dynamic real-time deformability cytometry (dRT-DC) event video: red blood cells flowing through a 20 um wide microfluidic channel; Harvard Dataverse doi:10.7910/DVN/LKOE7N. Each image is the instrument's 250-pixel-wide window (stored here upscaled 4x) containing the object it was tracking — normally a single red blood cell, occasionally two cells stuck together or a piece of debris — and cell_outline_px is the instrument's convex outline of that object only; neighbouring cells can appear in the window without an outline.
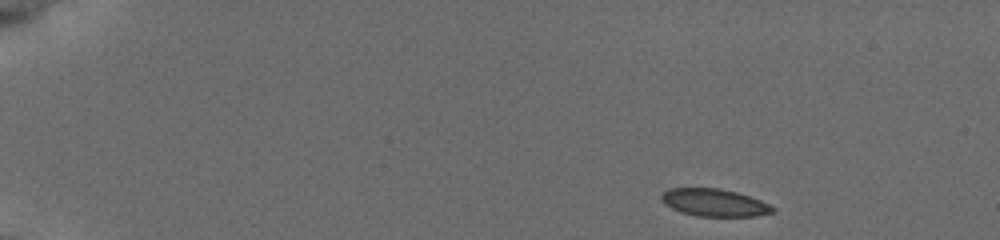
{"species": "common noctule bat (a hibernating species)", "species_latin": "Nyctalus noctula", "temperature_condition": "cold", "stored_images_in_passage": 49, "camera_frame_rate_fps": 3000, "um_per_image_px": 0.085, "animal": {"sex": "female", "body_mass_g": 19.5, "forearm_length_mm": 54.1}, "frame": {"image": 1, "passage_image": 1, "time_ms": 0.0, "image_size_px": [1000, 240], "cell_outline_px": [[776, 212], [756, 216], [696, 216], [680, 212], [664, 204], [660, 200], [660, 196], [668, 188], [720, 188], [736, 192], [760, 200], [776, 208]], "centroid_in_image_um": [60.7, 17.22], "position_along_channel_um": 24.3, "area_um2": 17.92}}
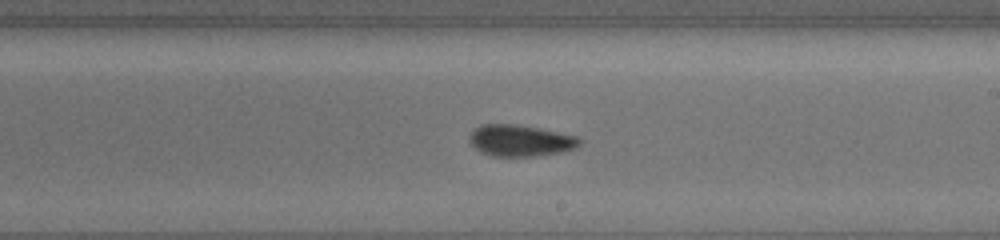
{"frame": {"image": 2, "passage_image": 28, "time_ms": 9.0, "image_size_px": [1000, 240], "cell_outline_px": [[580, 144], [576, 148], [564, 152], [536, 156], [492, 156], [480, 152], [468, 140], [468, 136], [480, 124], [516, 124], [580, 136]], "centroid_in_image_um": [44.25, 11.95], "position_along_channel_um": 244.8, "area_um2": 20.35}}
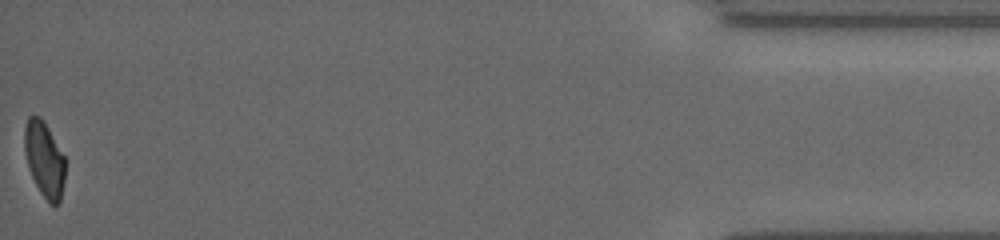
{"frame": {"image": 3, "passage_image": 49, "time_ms": 16.0, "image_size_px": [1000, 240], "cell_outline_px": [[64, 180], [60, 200], [56, 204], [48, 204], [40, 192], [28, 168], [24, 152], [24, 128], [28, 116], [40, 116], [44, 120], [64, 156]], "centroid_in_image_um": [3.74, 13.52], "position_along_channel_um": 431.5, "area_um2": 17.86}, "authors_computed_cell_mechanics": {"area_um2": 19.3052, "velocity_mm_per_s": 3.7754, "shape_relaxation_time_tau1_ms": 6.7857, "shape_relaxation_time_tau2_ms": 1.9677, "deformation_change_tau1": 0.1212, "deformation_change_tau2": 0.0467}}